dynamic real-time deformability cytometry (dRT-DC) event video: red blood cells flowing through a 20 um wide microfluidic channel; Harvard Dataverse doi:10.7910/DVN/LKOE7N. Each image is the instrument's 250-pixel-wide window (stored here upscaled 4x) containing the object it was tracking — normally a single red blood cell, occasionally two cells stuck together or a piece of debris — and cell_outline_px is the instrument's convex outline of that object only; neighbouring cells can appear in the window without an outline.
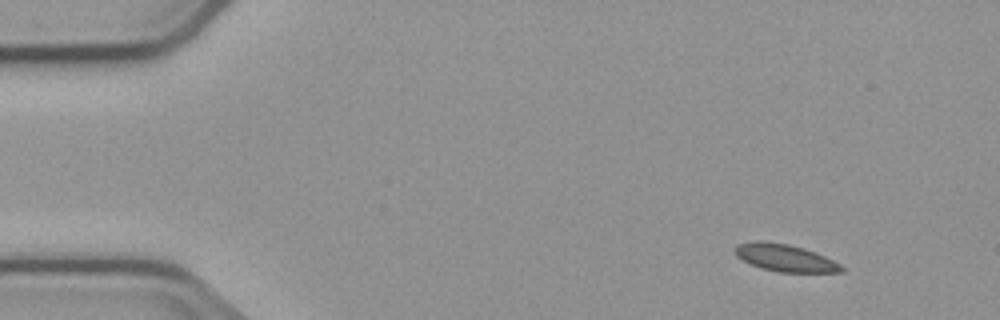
{"species": "common noctule bat (a hibernating species)", "species_latin": "Nyctalus noctula", "temperature_condition": "cold", "stored_images_in_passage": 4, "camera_frame_rate_fps": 3000, "um_per_image_px": 0.085, "animal": {"sex": "male", "body_mass_g": 23.1, "forearm_length_mm": 52.7}, "frame": {"image": 1, "passage_image": 1, "time_ms": 0.0, "image_size_px": [1000, 320], "cell_outline_px": [[844, 272], [776, 272], [760, 268], [736, 256], [732, 248], [736, 244], [752, 240], [760, 240], [788, 244], [804, 248], [816, 252], [840, 264], [844, 268]], "centroid_in_image_um": [66.68, 21.9], "position_along_channel_um": 18.3, "area_um2": 17.11}}
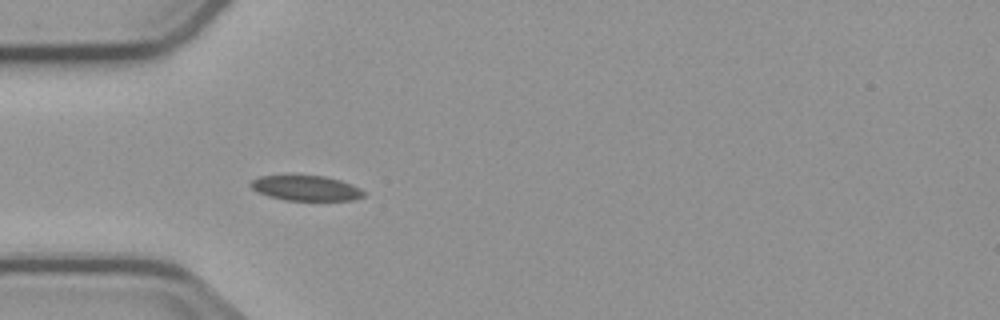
{"frame": {"image": 2, "passage_image": 4, "time_ms": 3.667, "image_size_px": [1000, 320], "cell_outline_px": [[364, 196], [352, 200], [284, 200], [268, 196], [256, 192], [248, 184], [252, 180], [260, 176], [324, 176], [340, 180], [360, 188], [364, 192]], "centroid_in_image_um": [25.97, 16.0], "position_along_channel_um": 59.0, "area_um2": 16.42}}